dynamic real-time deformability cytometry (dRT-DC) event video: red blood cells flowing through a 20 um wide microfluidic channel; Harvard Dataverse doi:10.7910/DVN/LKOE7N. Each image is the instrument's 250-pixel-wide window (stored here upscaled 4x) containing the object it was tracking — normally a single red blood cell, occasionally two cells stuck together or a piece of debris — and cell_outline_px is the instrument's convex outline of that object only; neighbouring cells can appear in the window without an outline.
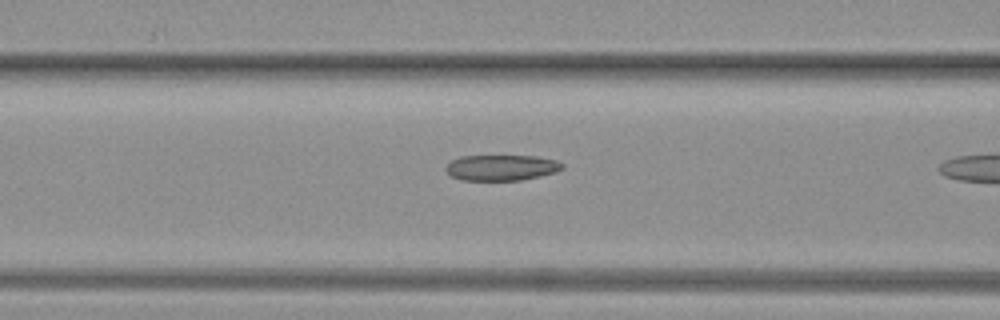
{"species": "common noctule bat (a hibernating species)", "species_latin": "Nyctalus noctula", "temperature_condition": "warm", "stored_images_in_passage": 7, "camera_frame_rate_fps": 3000, "um_per_image_px": 0.085, "animal": {"sex": "female", "body_mass_g": 19.3, "forearm_length_mm": 54.1}, "frame": {"image": 1, "passage_image": 5, "time_ms": 1.333, "image_size_px": [1000, 320], "cell_outline_px": [[564, 168], [556, 172], [520, 180], [460, 180], [448, 176], [444, 168], [452, 160], [460, 156], [536, 156], [556, 160], [564, 164]], "centroid_in_image_um": [42.59, 14.25], "position_along_channel_um": 124.0, "area_um2": 17.57}}